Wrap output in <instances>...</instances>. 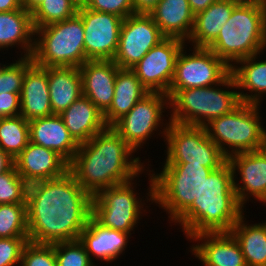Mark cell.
<instances>
[{"label":"cell","instance_id":"cell-26","mask_svg":"<svg viewBox=\"0 0 266 266\" xmlns=\"http://www.w3.org/2000/svg\"><path fill=\"white\" fill-rule=\"evenodd\" d=\"M262 53L264 54V52H261L238 60L231 67V74L236 81L238 96L243 103L261 105L263 98L266 96V60H259L260 56L263 55ZM244 91L249 92L245 93Z\"/></svg>","mask_w":266,"mask_h":266},{"label":"cell","instance_id":"cell-22","mask_svg":"<svg viewBox=\"0 0 266 266\" xmlns=\"http://www.w3.org/2000/svg\"><path fill=\"white\" fill-rule=\"evenodd\" d=\"M29 141L56 151L68 163L79 148L58 114L29 121Z\"/></svg>","mask_w":266,"mask_h":266},{"label":"cell","instance_id":"cell-21","mask_svg":"<svg viewBox=\"0 0 266 266\" xmlns=\"http://www.w3.org/2000/svg\"><path fill=\"white\" fill-rule=\"evenodd\" d=\"M20 115L31 121L53 115L48 87V67L33 63L24 75Z\"/></svg>","mask_w":266,"mask_h":266},{"label":"cell","instance_id":"cell-31","mask_svg":"<svg viewBox=\"0 0 266 266\" xmlns=\"http://www.w3.org/2000/svg\"><path fill=\"white\" fill-rule=\"evenodd\" d=\"M28 142V120L21 115L0 118V148L15 159Z\"/></svg>","mask_w":266,"mask_h":266},{"label":"cell","instance_id":"cell-4","mask_svg":"<svg viewBox=\"0 0 266 266\" xmlns=\"http://www.w3.org/2000/svg\"><path fill=\"white\" fill-rule=\"evenodd\" d=\"M167 95L170 122L188 126L204 127L211 120L230 113L241 103L231 72L216 85L169 90Z\"/></svg>","mask_w":266,"mask_h":266},{"label":"cell","instance_id":"cell-1","mask_svg":"<svg viewBox=\"0 0 266 266\" xmlns=\"http://www.w3.org/2000/svg\"><path fill=\"white\" fill-rule=\"evenodd\" d=\"M29 242L53 244L77 240L92 216V196L68 170L27 187Z\"/></svg>","mask_w":266,"mask_h":266},{"label":"cell","instance_id":"cell-43","mask_svg":"<svg viewBox=\"0 0 266 266\" xmlns=\"http://www.w3.org/2000/svg\"><path fill=\"white\" fill-rule=\"evenodd\" d=\"M218 0H188L190 8L196 16L198 13L203 12L207 7Z\"/></svg>","mask_w":266,"mask_h":266},{"label":"cell","instance_id":"cell-46","mask_svg":"<svg viewBox=\"0 0 266 266\" xmlns=\"http://www.w3.org/2000/svg\"><path fill=\"white\" fill-rule=\"evenodd\" d=\"M236 3H242V4H256L263 7H266V0H232Z\"/></svg>","mask_w":266,"mask_h":266},{"label":"cell","instance_id":"cell-41","mask_svg":"<svg viewBox=\"0 0 266 266\" xmlns=\"http://www.w3.org/2000/svg\"><path fill=\"white\" fill-rule=\"evenodd\" d=\"M160 0H132L134 14H150Z\"/></svg>","mask_w":266,"mask_h":266},{"label":"cell","instance_id":"cell-16","mask_svg":"<svg viewBox=\"0 0 266 266\" xmlns=\"http://www.w3.org/2000/svg\"><path fill=\"white\" fill-rule=\"evenodd\" d=\"M227 161L232 167L233 185L238 203L244 208L247 201L249 203V199L252 202L253 199L260 202L266 196V151L264 148L234 154Z\"/></svg>","mask_w":266,"mask_h":266},{"label":"cell","instance_id":"cell-34","mask_svg":"<svg viewBox=\"0 0 266 266\" xmlns=\"http://www.w3.org/2000/svg\"><path fill=\"white\" fill-rule=\"evenodd\" d=\"M54 253L57 266H97L79 239L54 243Z\"/></svg>","mask_w":266,"mask_h":266},{"label":"cell","instance_id":"cell-25","mask_svg":"<svg viewBox=\"0 0 266 266\" xmlns=\"http://www.w3.org/2000/svg\"><path fill=\"white\" fill-rule=\"evenodd\" d=\"M59 115L78 144L88 142L107 127L103 113L84 95Z\"/></svg>","mask_w":266,"mask_h":266},{"label":"cell","instance_id":"cell-36","mask_svg":"<svg viewBox=\"0 0 266 266\" xmlns=\"http://www.w3.org/2000/svg\"><path fill=\"white\" fill-rule=\"evenodd\" d=\"M33 63L32 57H17L9 63L0 76V93L21 94L24 75Z\"/></svg>","mask_w":266,"mask_h":266},{"label":"cell","instance_id":"cell-28","mask_svg":"<svg viewBox=\"0 0 266 266\" xmlns=\"http://www.w3.org/2000/svg\"><path fill=\"white\" fill-rule=\"evenodd\" d=\"M48 87L53 114H61L82 95L78 67H48Z\"/></svg>","mask_w":266,"mask_h":266},{"label":"cell","instance_id":"cell-17","mask_svg":"<svg viewBox=\"0 0 266 266\" xmlns=\"http://www.w3.org/2000/svg\"><path fill=\"white\" fill-rule=\"evenodd\" d=\"M188 240L197 243L190 246L189 251L203 266H247L241 248L230 232H202Z\"/></svg>","mask_w":266,"mask_h":266},{"label":"cell","instance_id":"cell-40","mask_svg":"<svg viewBox=\"0 0 266 266\" xmlns=\"http://www.w3.org/2000/svg\"><path fill=\"white\" fill-rule=\"evenodd\" d=\"M20 115V94L0 93V118Z\"/></svg>","mask_w":266,"mask_h":266},{"label":"cell","instance_id":"cell-39","mask_svg":"<svg viewBox=\"0 0 266 266\" xmlns=\"http://www.w3.org/2000/svg\"><path fill=\"white\" fill-rule=\"evenodd\" d=\"M29 237L0 238V266H20Z\"/></svg>","mask_w":266,"mask_h":266},{"label":"cell","instance_id":"cell-19","mask_svg":"<svg viewBox=\"0 0 266 266\" xmlns=\"http://www.w3.org/2000/svg\"><path fill=\"white\" fill-rule=\"evenodd\" d=\"M120 68L113 60H87L79 67L82 95L86 96L103 114L112 104L115 79Z\"/></svg>","mask_w":266,"mask_h":266},{"label":"cell","instance_id":"cell-2","mask_svg":"<svg viewBox=\"0 0 266 266\" xmlns=\"http://www.w3.org/2000/svg\"><path fill=\"white\" fill-rule=\"evenodd\" d=\"M135 153L112 127H106L79 144L69 170L93 197L102 189L136 178L147 167Z\"/></svg>","mask_w":266,"mask_h":266},{"label":"cell","instance_id":"cell-9","mask_svg":"<svg viewBox=\"0 0 266 266\" xmlns=\"http://www.w3.org/2000/svg\"><path fill=\"white\" fill-rule=\"evenodd\" d=\"M33 62L42 67H80L86 61L84 27L76 14L35 29Z\"/></svg>","mask_w":266,"mask_h":266},{"label":"cell","instance_id":"cell-5","mask_svg":"<svg viewBox=\"0 0 266 266\" xmlns=\"http://www.w3.org/2000/svg\"><path fill=\"white\" fill-rule=\"evenodd\" d=\"M207 48L230 68L238 60L266 51V7L238 3Z\"/></svg>","mask_w":266,"mask_h":266},{"label":"cell","instance_id":"cell-8","mask_svg":"<svg viewBox=\"0 0 266 266\" xmlns=\"http://www.w3.org/2000/svg\"><path fill=\"white\" fill-rule=\"evenodd\" d=\"M218 168L200 164L163 163L160 173L154 172V204L166 211L174 223L198 197L203 181Z\"/></svg>","mask_w":266,"mask_h":266},{"label":"cell","instance_id":"cell-7","mask_svg":"<svg viewBox=\"0 0 266 266\" xmlns=\"http://www.w3.org/2000/svg\"><path fill=\"white\" fill-rule=\"evenodd\" d=\"M261 106L241 102L230 113L204 126L208 137L227 159L237 153L263 149L266 127L260 114Z\"/></svg>","mask_w":266,"mask_h":266},{"label":"cell","instance_id":"cell-3","mask_svg":"<svg viewBox=\"0 0 266 266\" xmlns=\"http://www.w3.org/2000/svg\"><path fill=\"white\" fill-rule=\"evenodd\" d=\"M244 209L238 203L232 167L226 161L207 176L198 197L173 225L181 227L187 240L202 232H229Z\"/></svg>","mask_w":266,"mask_h":266},{"label":"cell","instance_id":"cell-15","mask_svg":"<svg viewBox=\"0 0 266 266\" xmlns=\"http://www.w3.org/2000/svg\"><path fill=\"white\" fill-rule=\"evenodd\" d=\"M185 44L181 39L165 38L152 47L131 70L150 92L167 94L175 73L176 59Z\"/></svg>","mask_w":266,"mask_h":266},{"label":"cell","instance_id":"cell-38","mask_svg":"<svg viewBox=\"0 0 266 266\" xmlns=\"http://www.w3.org/2000/svg\"><path fill=\"white\" fill-rule=\"evenodd\" d=\"M81 4L87 9L114 14L123 19L134 14L132 0H81Z\"/></svg>","mask_w":266,"mask_h":266},{"label":"cell","instance_id":"cell-11","mask_svg":"<svg viewBox=\"0 0 266 266\" xmlns=\"http://www.w3.org/2000/svg\"><path fill=\"white\" fill-rule=\"evenodd\" d=\"M164 143L167 145L164 163H190L219 168L227 161L219 147L208 137L205 127L170 122Z\"/></svg>","mask_w":266,"mask_h":266},{"label":"cell","instance_id":"cell-23","mask_svg":"<svg viewBox=\"0 0 266 266\" xmlns=\"http://www.w3.org/2000/svg\"><path fill=\"white\" fill-rule=\"evenodd\" d=\"M35 30L31 13L23 7L14 11L0 12V51L20 49L19 57H32ZM22 50V51H21Z\"/></svg>","mask_w":266,"mask_h":266},{"label":"cell","instance_id":"cell-29","mask_svg":"<svg viewBox=\"0 0 266 266\" xmlns=\"http://www.w3.org/2000/svg\"><path fill=\"white\" fill-rule=\"evenodd\" d=\"M238 3L232 0H218L198 13L194 18V27L186 42L193 47L207 48L218 36L221 27L230 18Z\"/></svg>","mask_w":266,"mask_h":266},{"label":"cell","instance_id":"cell-6","mask_svg":"<svg viewBox=\"0 0 266 266\" xmlns=\"http://www.w3.org/2000/svg\"><path fill=\"white\" fill-rule=\"evenodd\" d=\"M150 165L148 163V167H146L148 170L145 168L136 178L102 189L92 197V217L99 224L106 228L132 234L131 232L136 229L135 227H138L141 218L148 213L146 209L149 207L145 206L144 209V205H147L145 201L154 204V178L151 173L152 170L149 169ZM145 171L149 172V186H147V188L149 187L147 191H149L145 194L146 198L144 196L140 198V193L138 194L135 190L136 181L143 173L147 174Z\"/></svg>","mask_w":266,"mask_h":266},{"label":"cell","instance_id":"cell-30","mask_svg":"<svg viewBox=\"0 0 266 266\" xmlns=\"http://www.w3.org/2000/svg\"><path fill=\"white\" fill-rule=\"evenodd\" d=\"M245 216L243 213L229 232L238 242L247 266H266V221L249 224Z\"/></svg>","mask_w":266,"mask_h":266},{"label":"cell","instance_id":"cell-37","mask_svg":"<svg viewBox=\"0 0 266 266\" xmlns=\"http://www.w3.org/2000/svg\"><path fill=\"white\" fill-rule=\"evenodd\" d=\"M20 266H57L53 244L29 242L24 246Z\"/></svg>","mask_w":266,"mask_h":266},{"label":"cell","instance_id":"cell-12","mask_svg":"<svg viewBox=\"0 0 266 266\" xmlns=\"http://www.w3.org/2000/svg\"><path fill=\"white\" fill-rule=\"evenodd\" d=\"M187 46L185 44L178 54L169 90L213 86L231 72V68L209 48L191 46L187 53Z\"/></svg>","mask_w":266,"mask_h":266},{"label":"cell","instance_id":"cell-10","mask_svg":"<svg viewBox=\"0 0 266 266\" xmlns=\"http://www.w3.org/2000/svg\"><path fill=\"white\" fill-rule=\"evenodd\" d=\"M167 109H170L168 95L162 92H150L112 128L137 152L150 140L149 138L154 136L155 131L156 134L159 131L158 135H161L160 137L165 141L170 124V119L168 121L164 119L165 114L163 113H167Z\"/></svg>","mask_w":266,"mask_h":266},{"label":"cell","instance_id":"cell-42","mask_svg":"<svg viewBox=\"0 0 266 266\" xmlns=\"http://www.w3.org/2000/svg\"><path fill=\"white\" fill-rule=\"evenodd\" d=\"M14 166V159L0 148V174L10 171Z\"/></svg>","mask_w":266,"mask_h":266},{"label":"cell","instance_id":"cell-48","mask_svg":"<svg viewBox=\"0 0 266 266\" xmlns=\"http://www.w3.org/2000/svg\"><path fill=\"white\" fill-rule=\"evenodd\" d=\"M260 203H263L262 205L266 206V196L260 201Z\"/></svg>","mask_w":266,"mask_h":266},{"label":"cell","instance_id":"cell-27","mask_svg":"<svg viewBox=\"0 0 266 266\" xmlns=\"http://www.w3.org/2000/svg\"><path fill=\"white\" fill-rule=\"evenodd\" d=\"M148 93L150 91L141 83L131 69L120 68L116 74L112 104L103 114L106 126L112 127Z\"/></svg>","mask_w":266,"mask_h":266},{"label":"cell","instance_id":"cell-35","mask_svg":"<svg viewBox=\"0 0 266 266\" xmlns=\"http://www.w3.org/2000/svg\"><path fill=\"white\" fill-rule=\"evenodd\" d=\"M27 187L15 166L0 174V204L26 203Z\"/></svg>","mask_w":266,"mask_h":266},{"label":"cell","instance_id":"cell-18","mask_svg":"<svg viewBox=\"0 0 266 266\" xmlns=\"http://www.w3.org/2000/svg\"><path fill=\"white\" fill-rule=\"evenodd\" d=\"M14 162L18 174L28 185L59 177L69 170V163L56 151L31 141Z\"/></svg>","mask_w":266,"mask_h":266},{"label":"cell","instance_id":"cell-44","mask_svg":"<svg viewBox=\"0 0 266 266\" xmlns=\"http://www.w3.org/2000/svg\"><path fill=\"white\" fill-rule=\"evenodd\" d=\"M21 8L20 0H0V12L14 11Z\"/></svg>","mask_w":266,"mask_h":266},{"label":"cell","instance_id":"cell-33","mask_svg":"<svg viewBox=\"0 0 266 266\" xmlns=\"http://www.w3.org/2000/svg\"><path fill=\"white\" fill-rule=\"evenodd\" d=\"M29 237L27 203L0 204V238Z\"/></svg>","mask_w":266,"mask_h":266},{"label":"cell","instance_id":"cell-14","mask_svg":"<svg viewBox=\"0 0 266 266\" xmlns=\"http://www.w3.org/2000/svg\"><path fill=\"white\" fill-rule=\"evenodd\" d=\"M78 15L84 27L87 60H113L116 55L123 18L79 6Z\"/></svg>","mask_w":266,"mask_h":266},{"label":"cell","instance_id":"cell-32","mask_svg":"<svg viewBox=\"0 0 266 266\" xmlns=\"http://www.w3.org/2000/svg\"><path fill=\"white\" fill-rule=\"evenodd\" d=\"M81 0H44L32 13L34 30L78 14Z\"/></svg>","mask_w":266,"mask_h":266},{"label":"cell","instance_id":"cell-24","mask_svg":"<svg viewBox=\"0 0 266 266\" xmlns=\"http://www.w3.org/2000/svg\"><path fill=\"white\" fill-rule=\"evenodd\" d=\"M149 15L166 38H190L195 16L188 0H160Z\"/></svg>","mask_w":266,"mask_h":266},{"label":"cell","instance_id":"cell-13","mask_svg":"<svg viewBox=\"0 0 266 266\" xmlns=\"http://www.w3.org/2000/svg\"><path fill=\"white\" fill-rule=\"evenodd\" d=\"M165 38L149 14L129 15L122 22L113 61L119 68L131 69Z\"/></svg>","mask_w":266,"mask_h":266},{"label":"cell","instance_id":"cell-49","mask_svg":"<svg viewBox=\"0 0 266 266\" xmlns=\"http://www.w3.org/2000/svg\"><path fill=\"white\" fill-rule=\"evenodd\" d=\"M264 150L266 151V133H265V141H264Z\"/></svg>","mask_w":266,"mask_h":266},{"label":"cell","instance_id":"cell-20","mask_svg":"<svg viewBox=\"0 0 266 266\" xmlns=\"http://www.w3.org/2000/svg\"><path fill=\"white\" fill-rule=\"evenodd\" d=\"M130 238V233L103 227L91 216L79 240L83 243L92 262L95 258L110 264L125 253Z\"/></svg>","mask_w":266,"mask_h":266},{"label":"cell","instance_id":"cell-45","mask_svg":"<svg viewBox=\"0 0 266 266\" xmlns=\"http://www.w3.org/2000/svg\"><path fill=\"white\" fill-rule=\"evenodd\" d=\"M22 7L32 13L44 0H20Z\"/></svg>","mask_w":266,"mask_h":266},{"label":"cell","instance_id":"cell-47","mask_svg":"<svg viewBox=\"0 0 266 266\" xmlns=\"http://www.w3.org/2000/svg\"><path fill=\"white\" fill-rule=\"evenodd\" d=\"M9 63H7L6 62V64H2V63H0V76H1V74H2V72L4 71V69L7 67V65H8Z\"/></svg>","mask_w":266,"mask_h":266}]
</instances>
